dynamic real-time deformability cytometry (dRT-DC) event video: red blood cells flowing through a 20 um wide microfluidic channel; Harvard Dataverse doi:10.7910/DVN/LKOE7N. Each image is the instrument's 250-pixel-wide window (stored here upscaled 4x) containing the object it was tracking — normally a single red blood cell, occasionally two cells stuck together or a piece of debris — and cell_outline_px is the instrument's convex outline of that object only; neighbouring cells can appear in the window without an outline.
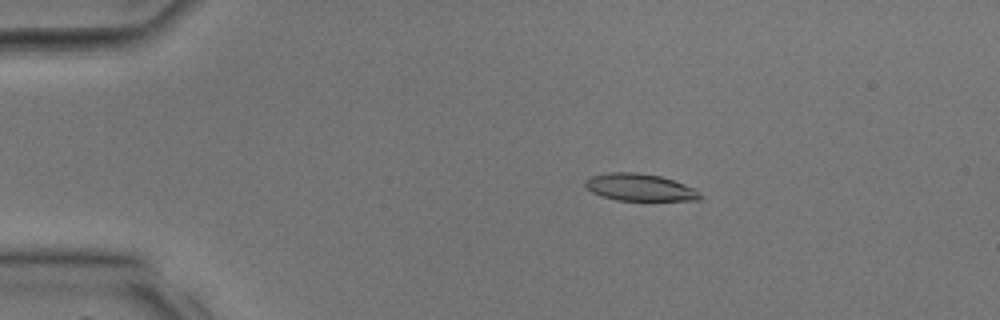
{"species": "common noctule bat (a hibernating species)", "species_latin": "Nyctalus noctula", "temperature_condition": "room temperature", "stored_images_in_passage": 34, "camera_frame_rate_fps": 3000, "um_per_image_px": 0.085, "animal": {"sex": "male", "body_mass_g": 17.9, "forearm_length_mm": 54.2}, "frame": {"image": 1, "passage_image": 4, "time_ms": 1.0, "image_size_px": [1000, 320], "cell_outline_px": [[704, 196], [700, 200], [616, 200], [600, 196], [592, 192], [584, 184], [584, 180], [592, 176], [608, 172], [636, 172], [660, 176], [684, 184], [700, 192]], "centroid_in_image_um": [54.37, 15.92], "position_along_channel_um": 30.6, "area_um2": 18.15}}
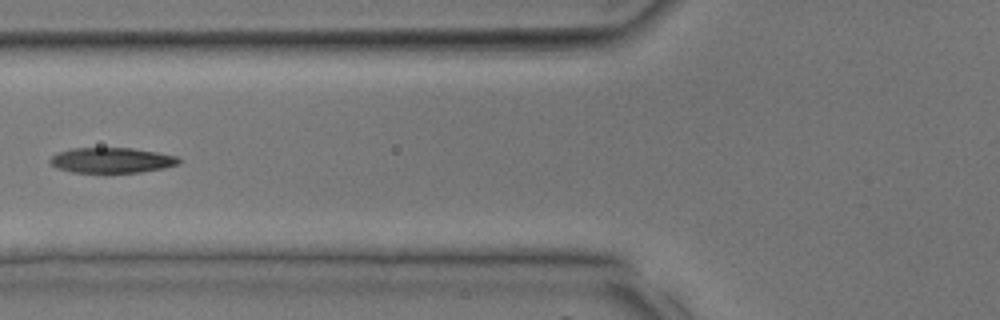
{"frame": {"image": 2, "passage_image": 12, "time_ms": 3.667, "image_size_px": [1000, 320], "cell_outline_px": [[180, 164], [164, 168], [140, 172], [72, 172], [56, 168], [48, 160], [52, 156], [60, 152], [72, 148], [132, 148], [156, 152], [176, 156], [180, 160]], "centroid_in_image_um": [9.5, 13.62], "position_along_channel_um": 116.3, "area_um2": 18.84}}
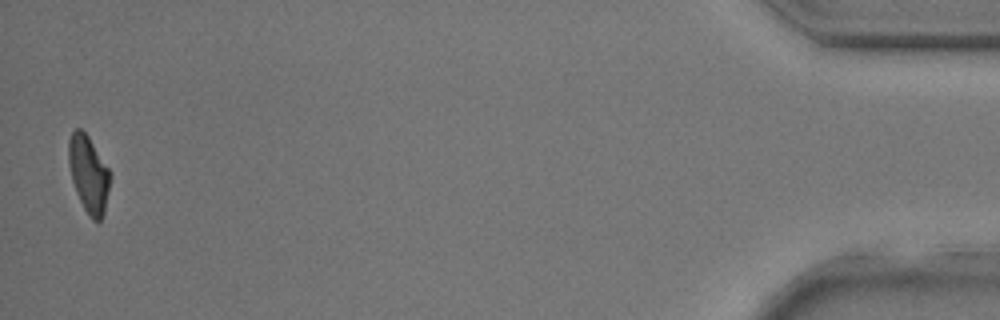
{"frame": {"image": 3, "passage_image": 34, "time_ms": 11.0, "image_size_px": [1000, 320], "cell_outline_px": [[112, 176], [104, 212], [100, 220], [92, 220], [88, 216], [76, 192], [72, 180], [68, 164], [68, 140], [72, 132], [76, 128], [80, 128], [88, 136], [112, 172]], "centroid_in_image_um": [7.54, 14.78], "position_along_channel_um": 427.7, "area_um2": 18.79}}